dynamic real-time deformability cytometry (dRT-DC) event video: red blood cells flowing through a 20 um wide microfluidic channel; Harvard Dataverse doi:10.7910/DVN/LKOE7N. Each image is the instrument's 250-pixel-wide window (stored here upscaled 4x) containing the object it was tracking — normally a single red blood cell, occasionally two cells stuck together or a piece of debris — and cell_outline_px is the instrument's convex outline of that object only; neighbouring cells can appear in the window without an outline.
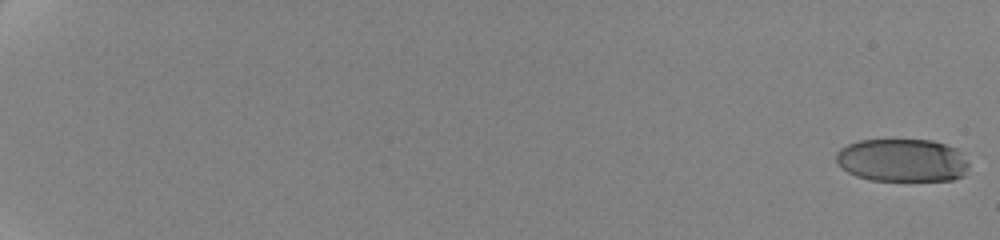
{"species": "human", "species_latin": "Homo sapiens", "temperature_condition": "cold", "stored_images_in_passage": 53, "camera_frame_rate_fps": 3000, "um_per_image_px": 0.085, "donor": {"sex": "female"}, "frame": {"image": 1, "passage_image": 1, "time_ms": 0.0, "image_size_px": [1000, 240], "cell_outline_px": [[968, 164], [964, 176], [952, 180], [872, 180], [856, 176], [848, 172], [836, 160], [836, 152], [840, 148], [848, 144], [860, 140], [932, 140], [956, 148]], "centroid_in_image_um": [76.68, 13.62], "position_along_channel_um": 8.3, "area_um2": 33.0}}
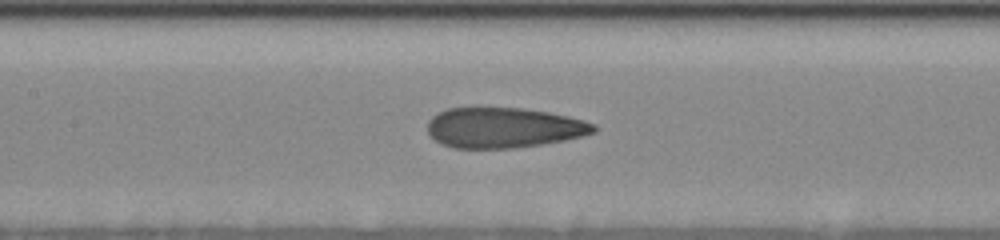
{"frame": {"image": 2, "passage_image": 28, "time_ms": 11.0, "image_size_px": [1000, 240], "cell_outline_px": [[596, 132], [564, 140], [516, 148], [452, 148], [436, 140], [428, 132], [428, 120], [436, 112], [448, 108], [472, 104], [476, 104], [524, 108], [548, 112], [568, 116], [584, 120], [596, 124]], "centroid_in_image_um": [42.76, 10.8], "position_along_channel_um": 164.6, "area_um2": 40.17}}
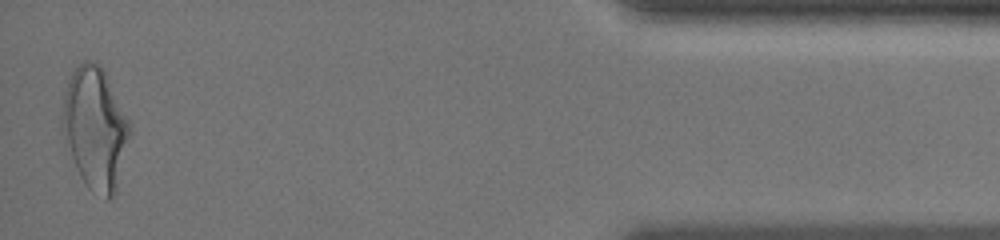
{"frame": {"image": 3, "passage_image": 52, "time_ms": 20.0, "image_size_px": [1000, 240], "cell_outline_px": [[132, 132], [116, 188], [112, 196], [108, 200], [104, 200], [92, 192], [88, 188], [80, 176], [76, 168], [60, 124], [64, 92], [68, 80], [72, 72], [84, 60], [92, 60], [104, 68], [132, 124]], "centroid_in_image_um": [8.11, 10.87], "position_along_channel_um": 427.1, "area_um2": 48.44}, "authors_computed_cell_mechanics": {"area_um2": 39.1884, "velocity_mm_per_s": 3.5436, "shape_relaxation_time_tau1_ms": 7.4423, "shape_relaxation_time_tau2_ms": 1.144, "deformation_change_tau1": 0.2044, "deformation_change_tau2": 0.0951}}